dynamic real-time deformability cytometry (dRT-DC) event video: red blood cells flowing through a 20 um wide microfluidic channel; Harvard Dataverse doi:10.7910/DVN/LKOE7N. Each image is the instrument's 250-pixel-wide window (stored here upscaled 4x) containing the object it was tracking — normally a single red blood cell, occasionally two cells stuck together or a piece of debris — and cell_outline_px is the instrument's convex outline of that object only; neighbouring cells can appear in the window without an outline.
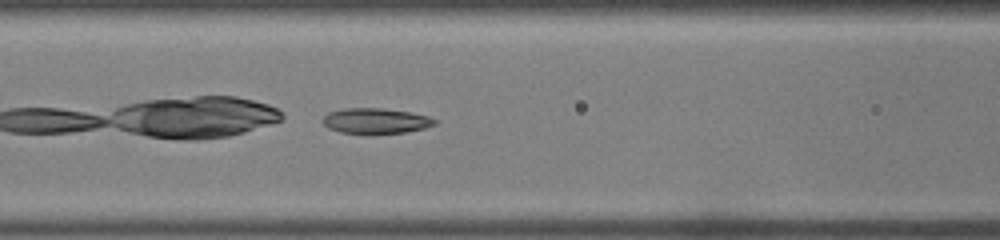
{"species": "common noctule bat (a hibernating species)", "species_latin": "Nyctalus noctula", "temperature_condition": "warm", "stored_images_in_passage": 32, "camera_frame_rate_fps": 3000, "um_per_image_px": 0.085, "animal": {"sex": "male", "body_mass_g": 19.0, "forearm_length_mm": 50.8}, "frame": {"image": 1, "passage_image": 12, "time_ms": 3.667, "image_size_px": [1000, 240], "cell_outline_px": [[436, 124], [424, 128], [404, 132], [340, 132], [328, 128], [320, 120], [328, 112], [344, 108], [380, 108], [412, 112], [428, 116], [436, 120]], "centroid_in_image_um": [31.91, 10.24], "position_along_channel_um": 134.7, "area_um2": 16.24}}
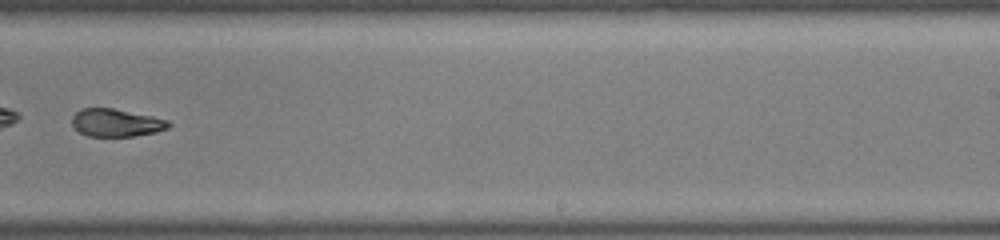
{"frame": {"image": 2, "passage_image": 20, "time_ms": 6.333, "image_size_px": [1000, 240], "cell_outline_px": [[172, 124], [168, 128], [156, 132], [136, 136], [88, 136], [80, 132], [72, 124], [72, 116], [80, 108], [112, 108], [152, 116], [168, 120]], "centroid_in_image_um": [9.88, 10.43], "position_along_channel_um": 279.1, "area_um2": 15.61}}
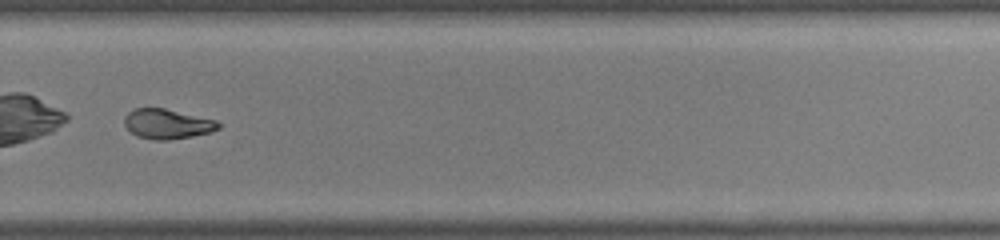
{"frame": {"image": 3, "passage_image": 22, "time_ms": 7.0, "image_size_px": [1000, 240], "cell_outline_px": [[220, 128], [212, 132], [192, 136], [168, 140], [152, 140], [136, 136], [124, 124], [124, 116], [128, 112], [136, 108], [164, 108], [216, 120], [220, 124]], "centroid_in_image_um": [14.21, 10.54], "position_along_channel_um": 315.6, "area_um2": 16.36}}